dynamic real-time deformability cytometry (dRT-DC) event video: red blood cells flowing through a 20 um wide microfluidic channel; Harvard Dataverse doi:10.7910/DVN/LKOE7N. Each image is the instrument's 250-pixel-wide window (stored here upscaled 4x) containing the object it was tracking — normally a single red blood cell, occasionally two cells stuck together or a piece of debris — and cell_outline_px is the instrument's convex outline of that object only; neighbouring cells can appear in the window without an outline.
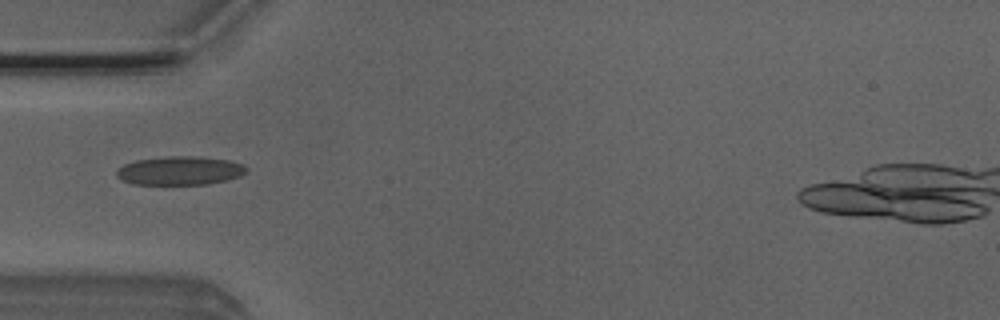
{"species": "Egyptian fruit bat (a non-hibernating species)", "species_latin": "Rousettus aegyptiacus", "temperature_condition": "room temperature", "stored_images_in_passage": 22, "camera_frame_rate_fps": 3000, "um_per_image_px": 0.085, "animal": {"sex": "male"}, "frame": {"image": 1, "passage_image": 1, "time_ms": 0.0, "image_size_px": [1000, 320], "cell_outline_px": [[248, 168], [240, 176], [228, 180], [208, 184], [132, 184], [116, 176], [116, 168], [124, 164], [136, 160], [164, 156], [196, 156], [228, 160], [244, 164]], "centroid_in_image_um": [15.28, 14.5], "position_along_channel_um": 69.7, "area_um2": 21.79}}
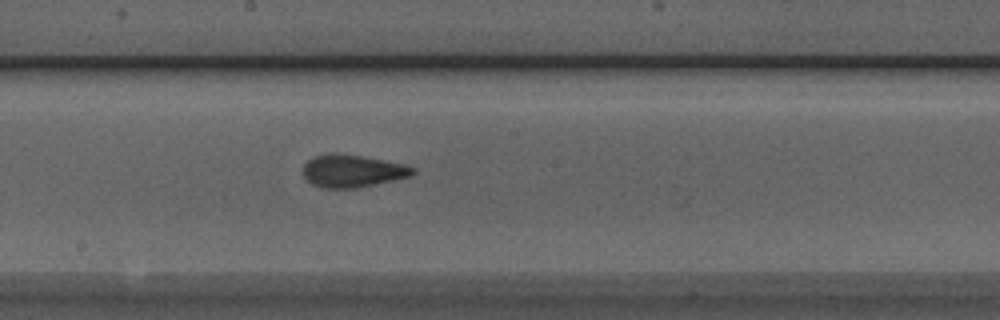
{"frame": {"image": 2, "passage_image": 12, "time_ms": 3.667, "image_size_px": [1000, 320], "cell_outline_px": [[416, 172], [412, 176], [356, 188], [320, 188], [304, 180], [304, 164], [308, 160], [316, 156], [328, 152], [336, 152], [360, 156], [404, 164], [416, 168]], "centroid_in_image_um": [29.94, 14.53], "position_along_channel_um": 218.3, "area_um2": 20.92}}
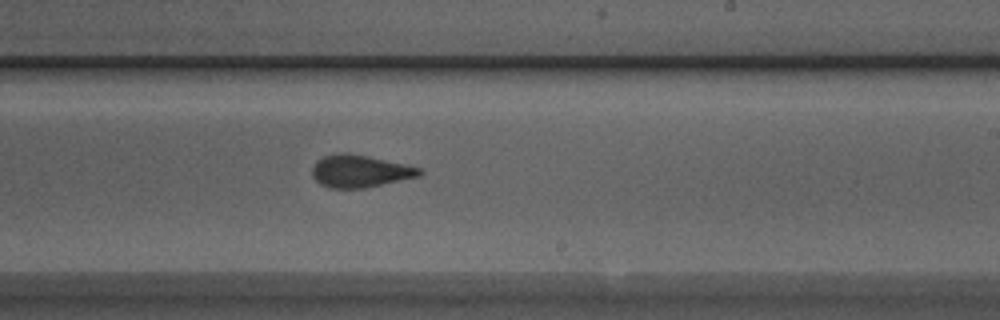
{"frame": {"image": 3, "passage_image": 15, "time_ms": 4.667, "image_size_px": [1000, 320], "cell_outline_px": [[424, 172], [420, 176], [364, 188], [328, 188], [320, 184], [312, 176], [312, 168], [316, 160], [324, 156], [336, 152], [348, 152], [408, 164], [420, 168]], "centroid_in_image_um": [30.59, 14.53], "position_along_channel_um": 258.4, "area_um2": 20.52}}